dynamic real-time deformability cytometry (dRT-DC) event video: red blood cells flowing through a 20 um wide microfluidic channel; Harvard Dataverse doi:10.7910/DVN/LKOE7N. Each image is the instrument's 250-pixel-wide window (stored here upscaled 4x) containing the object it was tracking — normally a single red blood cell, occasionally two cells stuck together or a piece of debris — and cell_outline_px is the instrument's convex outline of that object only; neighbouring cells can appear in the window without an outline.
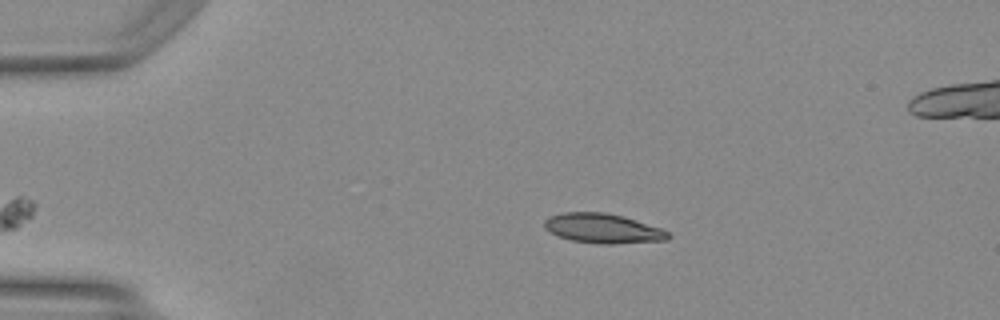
{"species": "Egyptian fruit bat (a non-hibernating species)", "species_latin": "Rousettus aegyptiacus", "temperature_condition": "warm", "stored_images_in_passage": 42, "camera_frame_rate_fps": 3000, "um_per_image_px": 0.085, "animal": {"sex": "female"}, "frame": {"image": 1, "passage_image": 2, "time_ms": 0.333, "image_size_px": [1000, 320], "cell_outline_px": [[672, 236], [668, 240], [616, 244], [596, 244], [572, 240], [560, 236], [544, 228], [544, 220], [552, 216], [564, 212], [604, 212], [624, 216], [660, 228], [668, 232]], "centroid_in_image_um": [51.28, 19.42], "position_along_channel_um": 33.7, "area_um2": 21.33}}
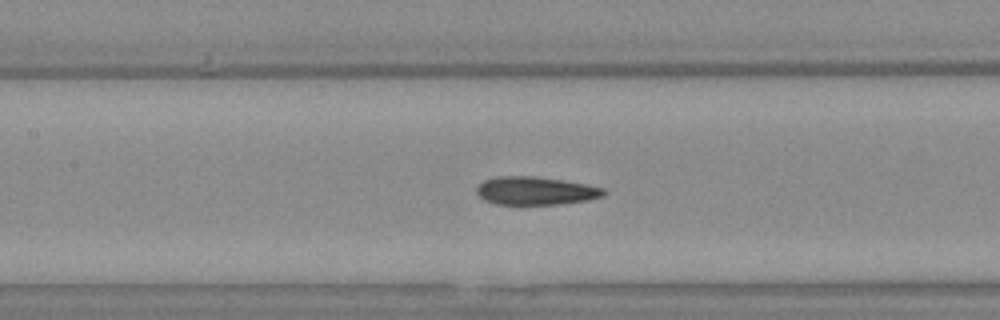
{"frame": {"image": 2, "passage_image": 15, "time_ms": 4.667, "image_size_px": [1000, 320], "cell_outline_px": [[608, 192], [604, 196], [588, 200], [556, 204], [496, 204], [484, 200], [476, 192], [476, 188], [484, 180], [496, 176], [532, 176], [560, 180], [584, 184], [604, 188]], "centroid_in_image_um": [45.52, 16.22], "position_along_channel_um": 161.9, "area_um2": 20.69}}
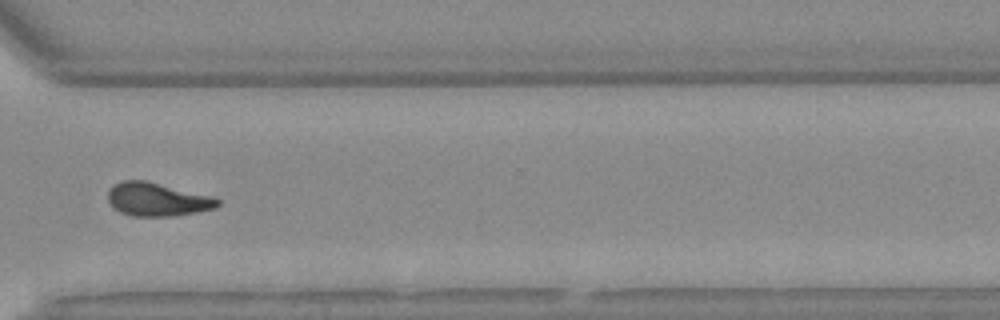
{"frame": {"image": 3, "passage_image": 29, "time_ms": 9.333, "image_size_px": [1000, 320], "cell_outline_px": [[220, 204], [216, 208], [176, 216], [132, 216], [120, 212], [108, 200], [108, 192], [112, 184], [120, 180], [144, 180], [216, 196], [220, 200]], "centroid_in_image_um": [13.41, 16.94], "position_along_channel_um": 357.2, "area_um2": 21.62}, "authors_computed_cell_mechanics": {"area_um2": 20.9814, "velocity_mm_per_s": 4.192, "shape_relaxation_time_tau1_ms": 5.5947, "shape_relaxation_time_tau2_ms": 1.4481, "deformation_change_tau1": 0.1905, "deformation_change_tau2": 0.0931}}